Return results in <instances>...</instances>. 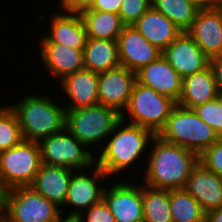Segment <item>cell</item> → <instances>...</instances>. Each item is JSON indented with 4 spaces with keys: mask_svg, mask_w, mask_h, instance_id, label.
Wrapping results in <instances>:
<instances>
[{
    "mask_svg": "<svg viewBox=\"0 0 222 222\" xmlns=\"http://www.w3.org/2000/svg\"><path fill=\"white\" fill-rule=\"evenodd\" d=\"M150 146L141 183L163 190L184 189L190 173L199 163V155L166 142L158 135L153 137Z\"/></svg>",
    "mask_w": 222,
    "mask_h": 222,
    "instance_id": "6da1fadb",
    "label": "cell"
},
{
    "mask_svg": "<svg viewBox=\"0 0 222 222\" xmlns=\"http://www.w3.org/2000/svg\"><path fill=\"white\" fill-rule=\"evenodd\" d=\"M154 136L155 134L149 129L121 119L114 127L103 148L98 147L96 164L110 179L115 174L119 176L121 172L130 170L131 167L134 169L135 165L138 166L141 162L139 160L148 155L149 151L147 150Z\"/></svg>",
    "mask_w": 222,
    "mask_h": 222,
    "instance_id": "7a4b0ae2",
    "label": "cell"
},
{
    "mask_svg": "<svg viewBox=\"0 0 222 222\" xmlns=\"http://www.w3.org/2000/svg\"><path fill=\"white\" fill-rule=\"evenodd\" d=\"M46 95L30 94L10 104L15 112L23 138L40 142L65 128V106Z\"/></svg>",
    "mask_w": 222,
    "mask_h": 222,
    "instance_id": "3957f363",
    "label": "cell"
},
{
    "mask_svg": "<svg viewBox=\"0 0 222 222\" xmlns=\"http://www.w3.org/2000/svg\"><path fill=\"white\" fill-rule=\"evenodd\" d=\"M164 141L194 151L199 156L219 136L193 109L176 104L171 110L165 127L158 133Z\"/></svg>",
    "mask_w": 222,
    "mask_h": 222,
    "instance_id": "277c9868",
    "label": "cell"
},
{
    "mask_svg": "<svg viewBox=\"0 0 222 222\" xmlns=\"http://www.w3.org/2000/svg\"><path fill=\"white\" fill-rule=\"evenodd\" d=\"M120 120L117 110L101 104L65 112V128L88 149L99 144L103 148Z\"/></svg>",
    "mask_w": 222,
    "mask_h": 222,
    "instance_id": "5b68a950",
    "label": "cell"
},
{
    "mask_svg": "<svg viewBox=\"0 0 222 222\" xmlns=\"http://www.w3.org/2000/svg\"><path fill=\"white\" fill-rule=\"evenodd\" d=\"M176 104L171 98L136 81L121 119L158 135Z\"/></svg>",
    "mask_w": 222,
    "mask_h": 222,
    "instance_id": "8992f818",
    "label": "cell"
},
{
    "mask_svg": "<svg viewBox=\"0 0 222 222\" xmlns=\"http://www.w3.org/2000/svg\"><path fill=\"white\" fill-rule=\"evenodd\" d=\"M41 160L50 166H62L72 170L93 169L96 153L86 148L66 128L39 142ZM95 155V156H94Z\"/></svg>",
    "mask_w": 222,
    "mask_h": 222,
    "instance_id": "52a82bcc",
    "label": "cell"
},
{
    "mask_svg": "<svg viewBox=\"0 0 222 222\" xmlns=\"http://www.w3.org/2000/svg\"><path fill=\"white\" fill-rule=\"evenodd\" d=\"M61 208L30 186L9 189L3 222H61Z\"/></svg>",
    "mask_w": 222,
    "mask_h": 222,
    "instance_id": "ba28073f",
    "label": "cell"
},
{
    "mask_svg": "<svg viewBox=\"0 0 222 222\" xmlns=\"http://www.w3.org/2000/svg\"><path fill=\"white\" fill-rule=\"evenodd\" d=\"M42 164L38 142L23 140L8 150L0 151V169L9 189L30 186Z\"/></svg>",
    "mask_w": 222,
    "mask_h": 222,
    "instance_id": "9c48e42d",
    "label": "cell"
},
{
    "mask_svg": "<svg viewBox=\"0 0 222 222\" xmlns=\"http://www.w3.org/2000/svg\"><path fill=\"white\" fill-rule=\"evenodd\" d=\"M87 170L88 169L81 170L82 172H79L80 170H74L72 172L63 207H66V209L70 207V209L73 210L69 212L67 210L68 215L66 219H75L82 212L103 199L104 190L107 185L105 186V184L103 185L102 183L104 179H110V177L96 163L91 175L86 173L88 172Z\"/></svg>",
    "mask_w": 222,
    "mask_h": 222,
    "instance_id": "30bf717a",
    "label": "cell"
},
{
    "mask_svg": "<svg viewBox=\"0 0 222 222\" xmlns=\"http://www.w3.org/2000/svg\"><path fill=\"white\" fill-rule=\"evenodd\" d=\"M128 179L112 182L109 188L105 187L103 199L115 222H143L142 185L134 181L131 183Z\"/></svg>",
    "mask_w": 222,
    "mask_h": 222,
    "instance_id": "8fae6325",
    "label": "cell"
},
{
    "mask_svg": "<svg viewBox=\"0 0 222 222\" xmlns=\"http://www.w3.org/2000/svg\"><path fill=\"white\" fill-rule=\"evenodd\" d=\"M136 82V73L118 66L99 73V104L114 108L120 114L125 109Z\"/></svg>",
    "mask_w": 222,
    "mask_h": 222,
    "instance_id": "7c38bea8",
    "label": "cell"
},
{
    "mask_svg": "<svg viewBox=\"0 0 222 222\" xmlns=\"http://www.w3.org/2000/svg\"><path fill=\"white\" fill-rule=\"evenodd\" d=\"M117 43L120 65L135 73L162 55L133 25L124 26Z\"/></svg>",
    "mask_w": 222,
    "mask_h": 222,
    "instance_id": "4fadbf2b",
    "label": "cell"
},
{
    "mask_svg": "<svg viewBox=\"0 0 222 222\" xmlns=\"http://www.w3.org/2000/svg\"><path fill=\"white\" fill-rule=\"evenodd\" d=\"M162 54L182 78L206 69L210 62L187 32H182Z\"/></svg>",
    "mask_w": 222,
    "mask_h": 222,
    "instance_id": "5bb4252c",
    "label": "cell"
},
{
    "mask_svg": "<svg viewBox=\"0 0 222 222\" xmlns=\"http://www.w3.org/2000/svg\"><path fill=\"white\" fill-rule=\"evenodd\" d=\"M136 81L171 98L176 103L180 99L183 78L169 64L163 54L137 71Z\"/></svg>",
    "mask_w": 222,
    "mask_h": 222,
    "instance_id": "9a60e30c",
    "label": "cell"
},
{
    "mask_svg": "<svg viewBox=\"0 0 222 222\" xmlns=\"http://www.w3.org/2000/svg\"><path fill=\"white\" fill-rule=\"evenodd\" d=\"M51 15L50 32L39 42H55L76 50H84L87 33L78 11H63Z\"/></svg>",
    "mask_w": 222,
    "mask_h": 222,
    "instance_id": "2e32d148",
    "label": "cell"
},
{
    "mask_svg": "<svg viewBox=\"0 0 222 222\" xmlns=\"http://www.w3.org/2000/svg\"><path fill=\"white\" fill-rule=\"evenodd\" d=\"M186 32L209 58L222 54V14L217 8L199 10Z\"/></svg>",
    "mask_w": 222,
    "mask_h": 222,
    "instance_id": "e0dca14e",
    "label": "cell"
},
{
    "mask_svg": "<svg viewBox=\"0 0 222 222\" xmlns=\"http://www.w3.org/2000/svg\"><path fill=\"white\" fill-rule=\"evenodd\" d=\"M42 63L53 77L62 80L64 77L84 69L83 51L55 42H38Z\"/></svg>",
    "mask_w": 222,
    "mask_h": 222,
    "instance_id": "ac0fdd59",
    "label": "cell"
},
{
    "mask_svg": "<svg viewBox=\"0 0 222 222\" xmlns=\"http://www.w3.org/2000/svg\"><path fill=\"white\" fill-rule=\"evenodd\" d=\"M184 189L206 213L222 207V178L200 162L190 173Z\"/></svg>",
    "mask_w": 222,
    "mask_h": 222,
    "instance_id": "d6986e66",
    "label": "cell"
},
{
    "mask_svg": "<svg viewBox=\"0 0 222 222\" xmlns=\"http://www.w3.org/2000/svg\"><path fill=\"white\" fill-rule=\"evenodd\" d=\"M98 82L99 73L87 69L79 70L60 80L62 92L71 100L64 105L65 110L99 104Z\"/></svg>",
    "mask_w": 222,
    "mask_h": 222,
    "instance_id": "ffe728a7",
    "label": "cell"
},
{
    "mask_svg": "<svg viewBox=\"0 0 222 222\" xmlns=\"http://www.w3.org/2000/svg\"><path fill=\"white\" fill-rule=\"evenodd\" d=\"M73 171L66 167L50 166L42 163L30 185L34 191L60 207L64 219H66V215L63 206Z\"/></svg>",
    "mask_w": 222,
    "mask_h": 222,
    "instance_id": "44dd1931",
    "label": "cell"
},
{
    "mask_svg": "<svg viewBox=\"0 0 222 222\" xmlns=\"http://www.w3.org/2000/svg\"><path fill=\"white\" fill-rule=\"evenodd\" d=\"M133 26L160 51H164L183 31L159 11L150 7Z\"/></svg>",
    "mask_w": 222,
    "mask_h": 222,
    "instance_id": "7402d4cb",
    "label": "cell"
},
{
    "mask_svg": "<svg viewBox=\"0 0 222 222\" xmlns=\"http://www.w3.org/2000/svg\"><path fill=\"white\" fill-rule=\"evenodd\" d=\"M219 89L212 69H206L186 76L182 82V93L178 105L193 109L218 97Z\"/></svg>",
    "mask_w": 222,
    "mask_h": 222,
    "instance_id": "603a6c76",
    "label": "cell"
},
{
    "mask_svg": "<svg viewBox=\"0 0 222 222\" xmlns=\"http://www.w3.org/2000/svg\"><path fill=\"white\" fill-rule=\"evenodd\" d=\"M84 69L101 73L120 66L117 40L87 38Z\"/></svg>",
    "mask_w": 222,
    "mask_h": 222,
    "instance_id": "cb8c5ba5",
    "label": "cell"
},
{
    "mask_svg": "<svg viewBox=\"0 0 222 222\" xmlns=\"http://www.w3.org/2000/svg\"><path fill=\"white\" fill-rule=\"evenodd\" d=\"M88 38L117 40L125 24L117 13L98 10L78 11Z\"/></svg>",
    "mask_w": 222,
    "mask_h": 222,
    "instance_id": "d4e9b609",
    "label": "cell"
},
{
    "mask_svg": "<svg viewBox=\"0 0 222 222\" xmlns=\"http://www.w3.org/2000/svg\"><path fill=\"white\" fill-rule=\"evenodd\" d=\"M173 222H205L206 212L185 189L169 190Z\"/></svg>",
    "mask_w": 222,
    "mask_h": 222,
    "instance_id": "484cf974",
    "label": "cell"
},
{
    "mask_svg": "<svg viewBox=\"0 0 222 222\" xmlns=\"http://www.w3.org/2000/svg\"><path fill=\"white\" fill-rule=\"evenodd\" d=\"M143 222H173L169 190L156 189L142 184Z\"/></svg>",
    "mask_w": 222,
    "mask_h": 222,
    "instance_id": "4316f807",
    "label": "cell"
},
{
    "mask_svg": "<svg viewBox=\"0 0 222 222\" xmlns=\"http://www.w3.org/2000/svg\"><path fill=\"white\" fill-rule=\"evenodd\" d=\"M151 7L186 32L195 20L199 9L188 0H151Z\"/></svg>",
    "mask_w": 222,
    "mask_h": 222,
    "instance_id": "83f0119b",
    "label": "cell"
},
{
    "mask_svg": "<svg viewBox=\"0 0 222 222\" xmlns=\"http://www.w3.org/2000/svg\"><path fill=\"white\" fill-rule=\"evenodd\" d=\"M24 140L15 112L0 105V151L15 147Z\"/></svg>",
    "mask_w": 222,
    "mask_h": 222,
    "instance_id": "f1b7e54d",
    "label": "cell"
},
{
    "mask_svg": "<svg viewBox=\"0 0 222 222\" xmlns=\"http://www.w3.org/2000/svg\"><path fill=\"white\" fill-rule=\"evenodd\" d=\"M195 113L214 129L219 138H222V102L216 99L193 108Z\"/></svg>",
    "mask_w": 222,
    "mask_h": 222,
    "instance_id": "f546056e",
    "label": "cell"
},
{
    "mask_svg": "<svg viewBox=\"0 0 222 222\" xmlns=\"http://www.w3.org/2000/svg\"><path fill=\"white\" fill-rule=\"evenodd\" d=\"M150 7L151 0H123L118 14L125 25H133Z\"/></svg>",
    "mask_w": 222,
    "mask_h": 222,
    "instance_id": "4dcf8cb0",
    "label": "cell"
},
{
    "mask_svg": "<svg viewBox=\"0 0 222 222\" xmlns=\"http://www.w3.org/2000/svg\"><path fill=\"white\" fill-rule=\"evenodd\" d=\"M199 162L222 178V138L199 156Z\"/></svg>",
    "mask_w": 222,
    "mask_h": 222,
    "instance_id": "1f68e13d",
    "label": "cell"
},
{
    "mask_svg": "<svg viewBox=\"0 0 222 222\" xmlns=\"http://www.w3.org/2000/svg\"><path fill=\"white\" fill-rule=\"evenodd\" d=\"M75 218L76 222H115L114 216L104 199L92 205Z\"/></svg>",
    "mask_w": 222,
    "mask_h": 222,
    "instance_id": "d6a6232c",
    "label": "cell"
},
{
    "mask_svg": "<svg viewBox=\"0 0 222 222\" xmlns=\"http://www.w3.org/2000/svg\"><path fill=\"white\" fill-rule=\"evenodd\" d=\"M123 0H92L91 4L81 10H98L119 13Z\"/></svg>",
    "mask_w": 222,
    "mask_h": 222,
    "instance_id": "836d02e7",
    "label": "cell"
},
{
    "mask_svg": "<svg viewBox=\"0 0 222 222\" xmlns=\"http://www.w3.org/2000/svg\"><path fill=\"white\" fill-rule=\"evenodd\" d=\"M209 66L212 69L219 91H222V54L210 58Z\"/></svg>",
    "mask_w": 222,
    "mask_h": 222,
    "instance_id": "e575fe53",
    "label": "cell"
},
{
    "mask_svg": "<svg viewBox=\"0 0 222 222\" xmlns=\"http://www.w3.org/2000/svg\"><path fill=\"white\" fill-rule=\"evenodd\" d=\"M61 11H80L88 7L92 0H60Z\"/></svg>",
    "mask_w": 222,
    "mask_h": 222,
    "instance_id": "d590c367",
    "label": "cell"
},
{
    "mask_svg": "<svg viewBox=\"0 0 222 222\" xmlns=\"http://www.w3.org/2000/svg\"><path fill=\"white\" fill-rule=\"evenodd\" d=\"M195 5L199 10L215 9L218 6L219 0H188Z\"/></svg>",
    "mask_w": 222,
    "mask_h": 222,
    "instance_id": "8d00e7d4",
    "label": "cell"
},
{
    "mask_svg": "<svg viewBox=\"0 0 222 222\" xmlns=\"http://www.w3.org/2000/svg\"><path fill=\"white\" fill-rule=\"evenodd\" d=\"M8 187L6 185H0V222H3L6 214V196Z\"/></svg>",
    "mask_w": 222,
    "mask_h": 222,
    "instance_id": "74e56055",
    "label": "cell"
},
{
    "mask_svg": "<svg viewBox=\"0 0 222 222\" xmlns=\"http://www.w3.org/2000/svg\"><path fill=\"white\" fill-rule=\"evenodd\" d=\"M205 222H222V207L207 212Z\"/></svg>",
    "mask_w": 222,
    "mask_h": 222,
    "instance_id": "f35d334b",
    "label": "cell"
},
{
    "mask_svg": "<svg viewBox=\"0 0 222 222\" xmlns=\"http://www.w3.org/2000/svg\"><path fill=\"white\" fill-rule=\"evenodd\" d=\"M217 9H218V10L220 11V13L222 14V0H219Z\"/></svg>",
    "mask_w": 222,
    "mask_h": 222,
    "instance_id": "ab89813d",
    "label": "cell"
},
{
    "mask_svg": "<svg viewBox=\"0 0 222 222\" xmlns=\"http://www.w3.org/2000/svg\"><path fill=\"white\" fill-rule=\"evenodd\" d=\"M61 222H76L75 219H63Z\"/></svg>",
    "mask_w": 222,
    "mask_h": 222,
    "instance_id": "60d3db41",
    "label": "cell"
},
{
    "mask_svg": "<svg viewBox=\"0 0 222 222\" xmlns=\"http://www.w3.org/2000/svg\"><path fill=\"white\" fill-rule=\"evenodd\" d=\"M0 185H5L3 178H2L1 169H0Z\"/></svg>",
    "mask_w": 222,
    "mask_h": 222,
    "instance_id": "b9f144b4",
    "label": "cell"
},
{
    "mask_svg": "<svg viewBox=\"0 0 222 222\" xmlns=\"http://www.w3.org/2000/svg\"><path fill=\"white\" fill-rule=\"evenodd\" d=\"M218 97H219V99H220L221 102H222V91H219Z\"/></svg>",
    "mask_w": 222,
    "mask_h": 222,
    "instance_id": "7bdbcfd3",
    "label": "cell"
}]
</instances>
